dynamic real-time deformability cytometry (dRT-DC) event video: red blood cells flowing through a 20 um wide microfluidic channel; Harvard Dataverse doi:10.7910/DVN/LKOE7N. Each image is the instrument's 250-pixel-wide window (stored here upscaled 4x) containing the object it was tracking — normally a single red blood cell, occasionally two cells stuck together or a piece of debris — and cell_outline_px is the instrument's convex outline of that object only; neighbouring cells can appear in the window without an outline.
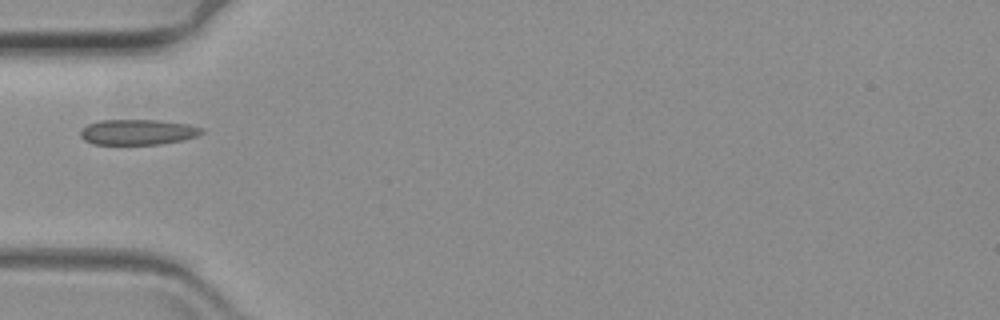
{"species": "common noctule bat (a hibernating species)", "species_latin": "Nyctalus noctula", "temperature_condition": "warm", "stored_images_in_passage": 42, "camera_frame_rate_fps": 3000, "um_per_image_px": 0.085, "animal": {"sex": "female", "body_mass_g": 19.3, "forearm_length_mm": 54.1}, "frame": {"image": 1, "passage_image": 1, "time_ms": 0.0, "image_size_px": [1000, 320], "cell_outline_px": [[204, 132], [196, 136], [184, 140], [160, 144], [92, 144], [84, 140], [80, 136], [80, 132], [88, 124], [100, 120], [160, 120], [188, 124], [204, 128]], "centroid_in_image_um": [11.74, 11.22], "position_along_channel_um": 73.3, "area_um2": 18.03}}
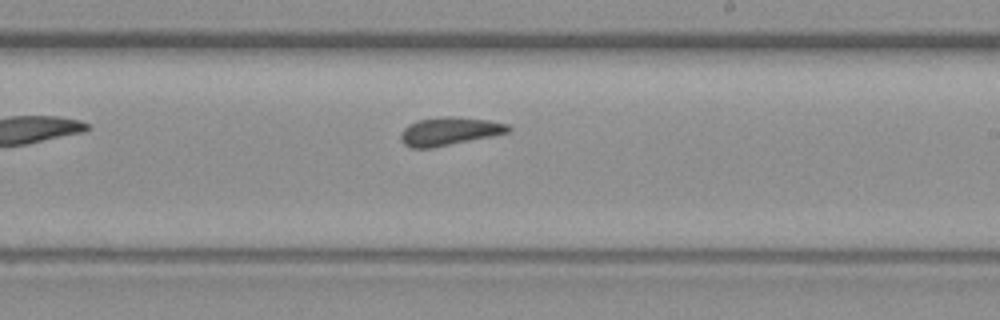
{"frame": {"image": 2, "passage_image": 17, "time_ms": 5.333, "image_size_px": [1000, 320], "cell_outline_px": [[512, 132], [432, 148], [412, 148], [404, 144], [400, 140], [400, 132], [408, 124], [416, 120], [440, 116], [452, 116], [488, 120], [508, 124], [512, 128]], "centroid_in_image_um": [38.19, 11.15], "position_along_channel_um": 250.8, "area_um2": 17.92}}
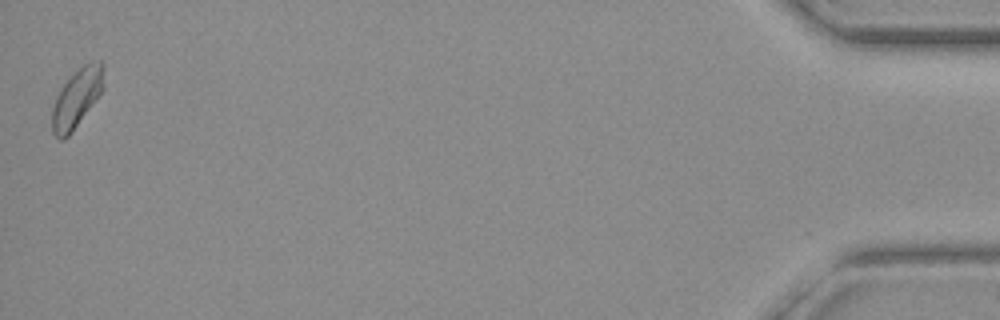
{"frame": {"image": 3, "passage_image": 42, "time_ms": 13.667, "image_size_px": [1000, 320], "cell_outline_px": [[104, 88], [72, 132], [64, 140], [60, 140], [52, 132], [52, 108], [56, 96], [60, 88], [88, 60], [104, 60]], "centroid_in_image_um": [6.55, 8.31], "position_along_channel_um": 428.7, "area_um2": 17.69}}